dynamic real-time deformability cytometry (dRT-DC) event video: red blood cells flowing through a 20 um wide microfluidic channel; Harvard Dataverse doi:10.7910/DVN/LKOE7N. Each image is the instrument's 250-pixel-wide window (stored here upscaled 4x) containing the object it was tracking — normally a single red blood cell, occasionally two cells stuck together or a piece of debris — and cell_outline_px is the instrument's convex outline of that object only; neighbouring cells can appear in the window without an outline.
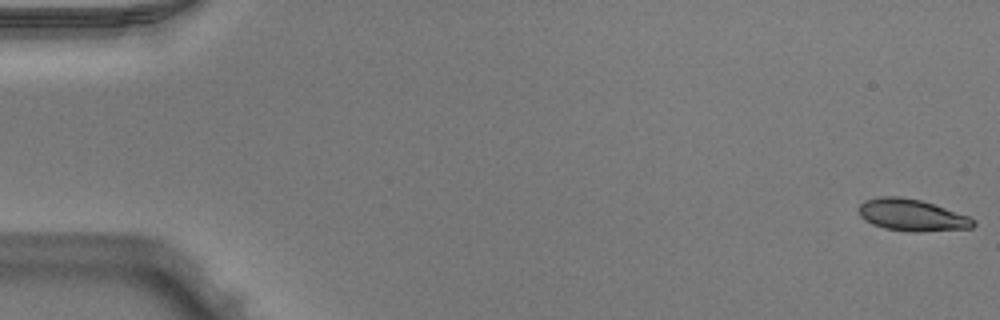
{"species": "Egyptian fruit bat (a non-hibernating species)", "species_latin": "Rousettus aegyptiacus", "temperature_condition": "warm", "stored_images_in_passage": 52, "camera_frame_rate_fps": 3000, "um_per_image_px": 0.085, "animal": {"sex": "male"}, "frame": {"image": 1, "passage_image": 1, "time_ms": 0.0, "image_size_px": [1000, 320], "cell_outline_px": [[976, 224], [972, 228], [920, 232], [916, 232], [884, 228], [872, 224], [860, 216], [860, 204], [868, 200], [880, 196], [900, 196], [920, 200], [968, 216]], "centroid_in_image_um": [77.51, 18.29], "position_along_channel_um": 7.5, "area_um2": 20.87}}
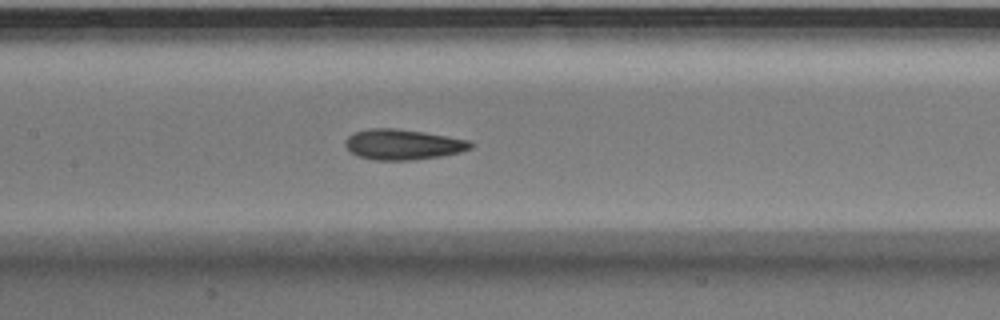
{"frame": {"image": 2, "passage_image": 25, "time_ms": 8.0, "image_size_px": [1000, 320], "cell_outline_px": [[476, 144], [472, 148], [460, 152], [440, 156], [412, 160], [376, 160], [360, 156], [352, 152], [344, 144], [344, 140], [348, 136], [356, 132], [372, 128], [396, 128], [424, 132], [468, 140]], "centroid_in_image_um": [34.28, 12.27], "position_along_channel_um": 173.1, "area_um2": 22.08}}
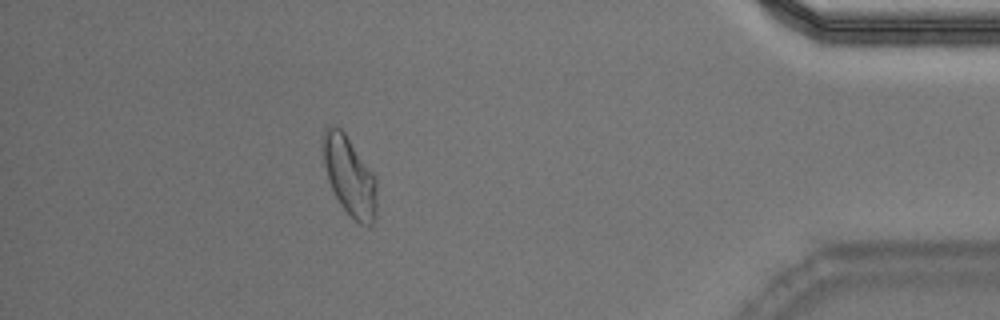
{"frame": {"image": 3, "passage_image": 46, "time_ms": 15.0, "image_size_px": [1000, 320], "cell_outline_px": [[376, 216], [372, 224], [360, 224], [340, 204], [328, 180], [324, 164], [320, 140], [320, 136], [324, 128], [332, 124], [336, 124], [344, 132], [372, 172], [376, 180]], "centroid_in_image_um": [29.66, 14.89], "position_along_channel_um": 405.5, "area_um2": 24.8}, "authors_computed_cell_mechanics": {"area_um2": 21.8773, "velocity_mm_per_s": 3.9669, "shape_relaxation_time_tau1_ms": 3.3909, "shape_relaxation_time_tau2_ms": 1.7595, "deformation_change_tau1": 0.1202, "deformation_change_tau2": 0.0729}}